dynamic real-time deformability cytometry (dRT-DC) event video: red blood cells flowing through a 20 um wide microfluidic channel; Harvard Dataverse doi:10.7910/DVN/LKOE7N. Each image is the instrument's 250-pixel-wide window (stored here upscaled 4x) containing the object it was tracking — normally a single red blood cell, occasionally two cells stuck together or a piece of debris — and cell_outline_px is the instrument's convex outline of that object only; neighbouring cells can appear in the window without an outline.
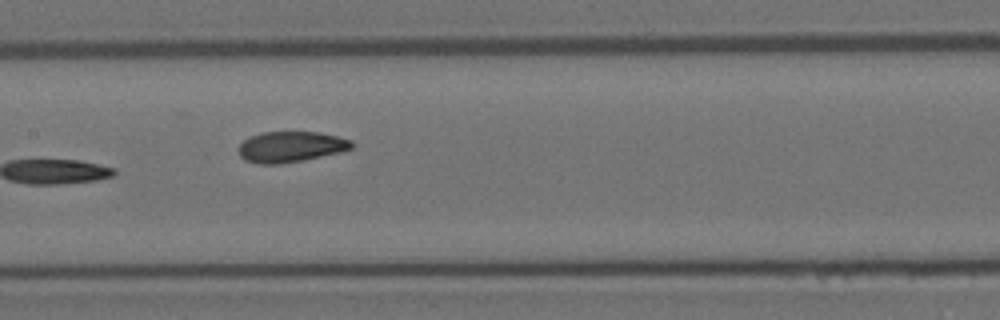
{"species": "Egyptian fruit bat (a non-hibernating species)", "species_latin": "Rousettus aegyptiacus", "temperature_condition": "room temperature", "stored_images_in_passage": 8, "camera_frame_rate_fps": 3000, "um_per_image_px": 0.085, "animal": {"sex": "female"}, "frame": {"image": 1, "passage_image": 5, "time_ms": 1.333, "image_size_px": [1000, 320], "cell_outline_px": [[352, 148], [340, 152], [304, 160], [280, 164], [260, 164], [244, 160], [240, 156], [236, 148], [244, 140], [260, 132], [320, 132], [352, 140]], "centroid_in_image_um": [24.68, 12.48], "position_along_channel_um": 182.7, "area_um2": 20.35}}
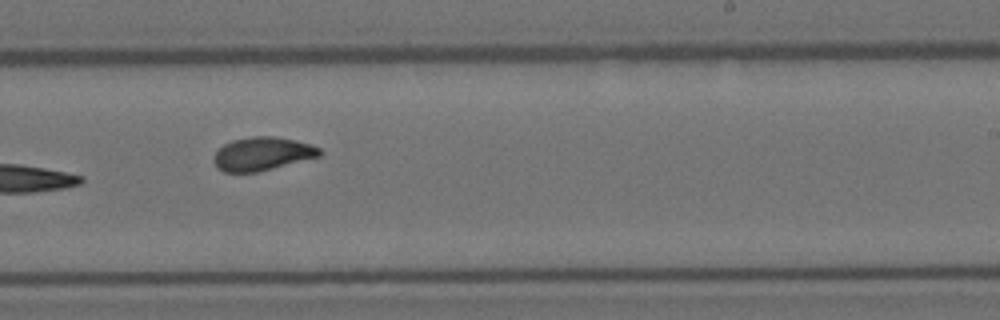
{"frame": {"image": 2, "passage_image": 7, "time_ms": 2.0, "image_size_px": [1000, 320], "cell_outline_px": [[324, 152], [320, 156], [256, 172], [224, 172], [216, 168], [212, 160], [216, 152], [224, 144], [232, 140], [252, 136], [272, 136], [296, 140], [312, 144], [320, 148]], "centroid_in_image_um": [22.29, 13.07], "position_along_channel_um": 266.7, "area_um2": 20.63}}